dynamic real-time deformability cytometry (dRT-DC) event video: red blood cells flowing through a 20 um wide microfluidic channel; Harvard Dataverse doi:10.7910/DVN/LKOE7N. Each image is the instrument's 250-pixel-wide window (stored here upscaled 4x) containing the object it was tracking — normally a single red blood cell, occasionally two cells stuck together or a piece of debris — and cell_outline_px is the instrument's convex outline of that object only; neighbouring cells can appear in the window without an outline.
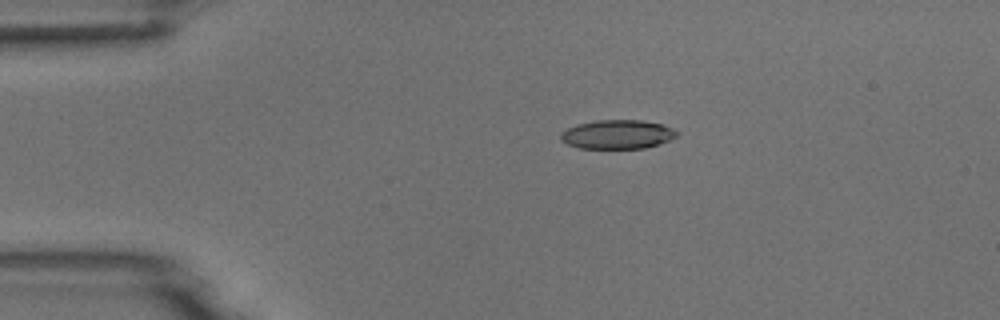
{"species": "common noctule bat (a hibernating species)", "species_latin": "Nyctalus noctula", "temperature_condition": "room temperature", "stored_images_in_passage": 5, "camera_frame_rate_fps": 3000, "um_per_image_px": 0.085, "animal": {"sex": "male", "body_mass_g": 18.8}, "frame": {"image": 1, "passage_image": 3, "time_ms": 3.0, "image_size_px": [1000, 320], "cell_outline_px": [[680, 132], [676, 136], [660, 144], [644, 148], [580, 148], [568, 144], [560, 140], [560, 132], [576, 124], [596, 120], [644, 120], [660, 124], [672, 128]], "centroid_in_image_um": [52.47, 11.41], "position_along_channel_um": 32.5, "area_um2": 19.65}}
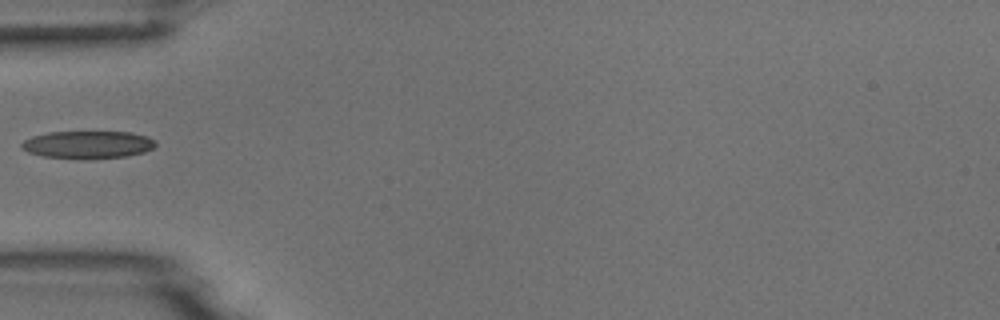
{"frame": {"image": 2, "passage_image": 5, "time_ms": 5.333, "image_size_px": [1000, 320], "cell_outline_px": [[156, 144], [152, 148], [144, 152], [124, 156], [92, 160], [44, 156], [28, 152], [20, 148], [20, 144], [24, 140], [32, 136], [48, 132], [132, 132], [148, 136], [156, 140]], "centroid_in_image_um": [7.46, 12.3], "position_along_channel_um": 77.5, "area_um2": 21.79}}